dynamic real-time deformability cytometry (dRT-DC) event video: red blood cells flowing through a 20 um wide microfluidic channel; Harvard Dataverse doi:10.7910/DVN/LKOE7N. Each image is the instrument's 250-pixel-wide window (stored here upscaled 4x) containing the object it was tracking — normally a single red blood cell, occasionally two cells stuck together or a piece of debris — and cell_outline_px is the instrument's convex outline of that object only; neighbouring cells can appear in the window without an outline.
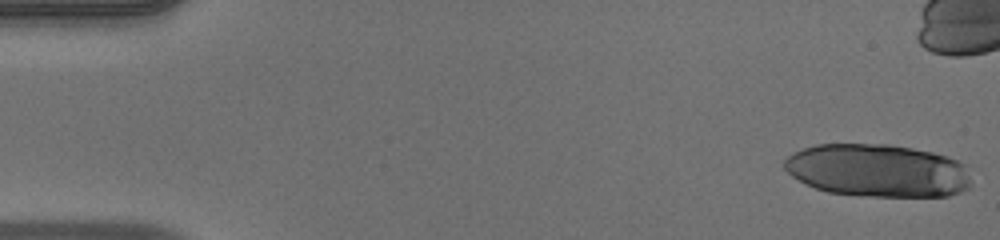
{"species": "human", "species_latin": "Homo sapiens", "temperature_condition": "warm", "stored_images_in_passage": 16, "camera_frame_rate_fps": 3000, "um_per_image_px": 0.085, "donor": {"sex": "male"}, "frame": {"image": 1, "passage_image": 1, "time_ms": 0.0, "image_size_px": [1000, 240], "cell_outline_px": [[968, 188], [960, 192], [948, 196], [860, 196], [828, 192], [816, 188], [792, 176], [784, 168], [784, 160], [788, 156], [804, 148], [816, 144], [888, 144], [912, 148], [932, 152], [948, 156], [964, 164], [968, 176]], "centroid_in_image_um": [74.58, 14.49], "position_along_channel_um": 10.4, "area_um2": 57.34}}